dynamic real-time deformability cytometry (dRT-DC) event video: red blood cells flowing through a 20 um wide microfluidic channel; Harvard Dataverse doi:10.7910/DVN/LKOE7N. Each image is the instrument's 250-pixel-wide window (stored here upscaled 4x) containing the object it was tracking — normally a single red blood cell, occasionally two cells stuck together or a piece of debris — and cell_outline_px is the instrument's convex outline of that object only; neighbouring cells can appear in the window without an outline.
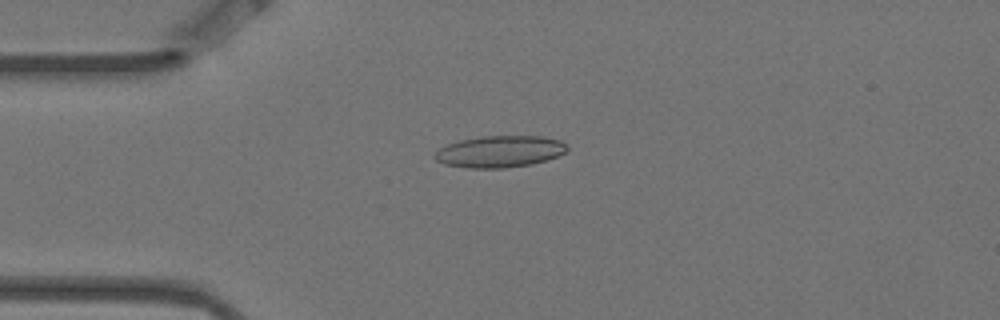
{"species": "Egyptian fruit bat (a non-hibernating species)", "species_latin": "Rousettus aegyptiacus", "temperature_condition": "warm", "stored_images_in_passage": 8, "camera_frame_rate_fps": 3000, "um_per_image_px": 0.085, "animal": {"sex": "female"}, "frame": {"image": 1, "passage_image": 4, "time_ms": 1.0, "image_size_px": [1000, 320], "cell_outline_px": [[568, 148], [564, 152], [556, 156], [532, 164], [504, 168], [468, 168], [444, 164], [436, 160], [432, 156], [440, 148], [448, 144], [460, 140], [480, 136], [540, 136], [560, 140], [568, 144]], "centroid_in_image_um": [42.46, 12.88], "position_along_channel_um": 42.5, "area_um2": 24.39}}
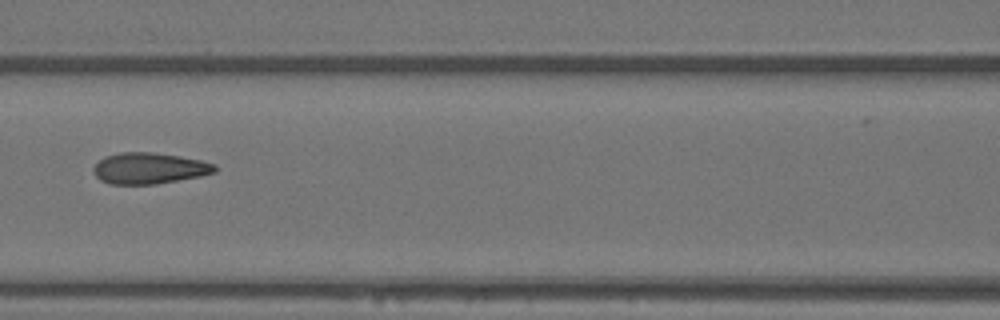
{"frame": {"image": 2, "passage_image": 7, "time_ms": 2.0, "image_size_px": [1000, 320], "cell_outline_px": [[216, 172], [200, 176], [156, 184], [108, 184], [100, 180], [92, 172], [92, 168], [104, 156], [120, 152], [152, 152], [180, 156], [200, 160], [216, 164]], "centroid_in_image_um": [12.66, 14.3], "position_along_channel_um": 153.9, "area_um2": 22.14}}
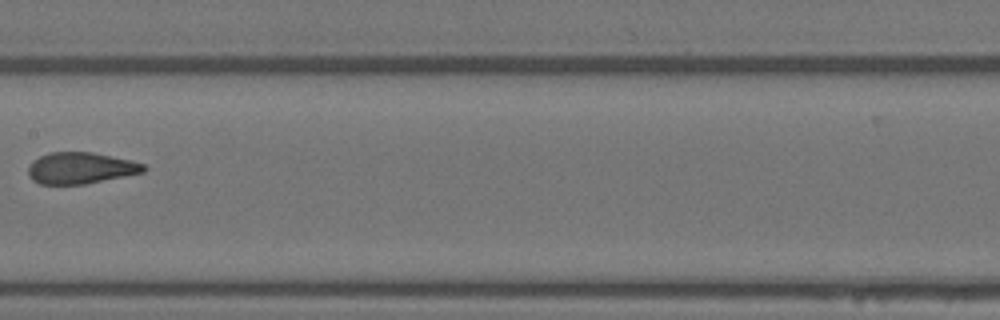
{"frame": {"image": 3, "passage_image": 8, "time_ms": 2.333, "image_size_px": [1000, 320], "cell_outline_px": [[148, 168], [144, 172], [84, 184], [40, 184], [32, 180], [28, 176], [28, 168], [32, 160], [48, 152], [92, 152], [132, 160], [144, 164]], "centroid_in_image_um": [6.84, 14.28], "position_along_channel_um": 200.6, "area_um2": 21.21}}